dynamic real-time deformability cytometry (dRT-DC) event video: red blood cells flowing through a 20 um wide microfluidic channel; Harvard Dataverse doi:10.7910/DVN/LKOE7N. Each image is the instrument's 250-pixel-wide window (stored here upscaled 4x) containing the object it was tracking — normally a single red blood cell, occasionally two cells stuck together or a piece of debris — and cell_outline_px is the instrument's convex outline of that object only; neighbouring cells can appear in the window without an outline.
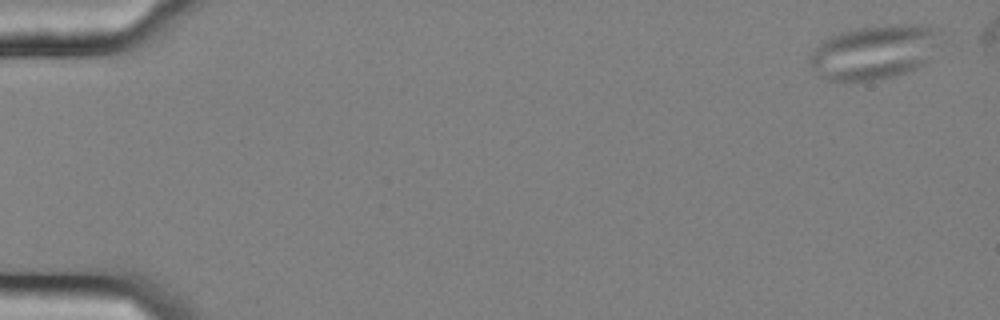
{"species": "common noctule bat (a hibernating species)", "species_latin": "Nyctalus noctula", "temperature_condition": "cold", "stored_images_in_passage": 55, "camera_frame_rate_fps": 3000, "um_per_image_px": 0.085, "animal": {"sex": "female", "body_mass_g": 25.1}, "frame": {"image": 1, "passage_image": 3, "time_ms": 0.667, "image_size_px": [1000, 320], "cell_outline_px": [[948, 40], [924, 64], [908, 72], [892, 76], [872, 80], [828, 80], [820, 76], [808, 64], [808, 56], [816, 44], [828, 36], [840, 32], [860, 28], [884, 24], [920, 24], [940, 28]], "centroid_in_image_um": [74.41, 4.38], "position_along_channel_um": 10.6, "area_um2": 42.6}}
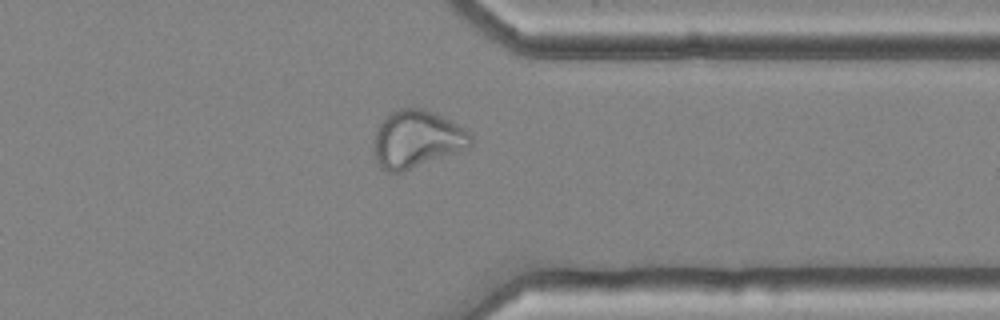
{"frame": {"image": 2, "passage_image": 46, "time_ms": 15.0, "image_size_px": [1000, 320], "cell_outline_px": [[472, 144], [468, 148], [400, 172], [388, 172], [380, 168], [372, 152], [372, 148], [376, 132], [380, 124], [396, 108], [420, 108], [432, 112], [464, 128], [472, 136]], "centroid_in_image_um": [35.39, 11.84], "position_along_channel_um": 376.0, "area_um2": 32.02}}
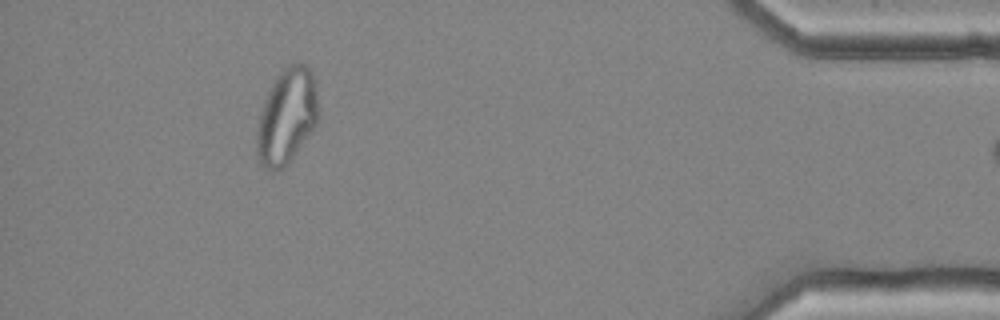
{"frame": {"image": 3, "passage_image": 53, "time_ms": 17.333, "image_size_px": [1000, 320], "cell_outline_px": [[320, 116], [316, 124], [288, 164], [272, 172], [264, 168], [260, 164], [256, 156], [256, 132], [260, 112], [264, 100], [276, 76], [288, 64], [300, 60], [312, 72], [316, 80], [320, 108]], "centroid_in_image_um": [24.39, 9.86], "position_along_channel_um": 410.8, "area_um2": 34.97}}